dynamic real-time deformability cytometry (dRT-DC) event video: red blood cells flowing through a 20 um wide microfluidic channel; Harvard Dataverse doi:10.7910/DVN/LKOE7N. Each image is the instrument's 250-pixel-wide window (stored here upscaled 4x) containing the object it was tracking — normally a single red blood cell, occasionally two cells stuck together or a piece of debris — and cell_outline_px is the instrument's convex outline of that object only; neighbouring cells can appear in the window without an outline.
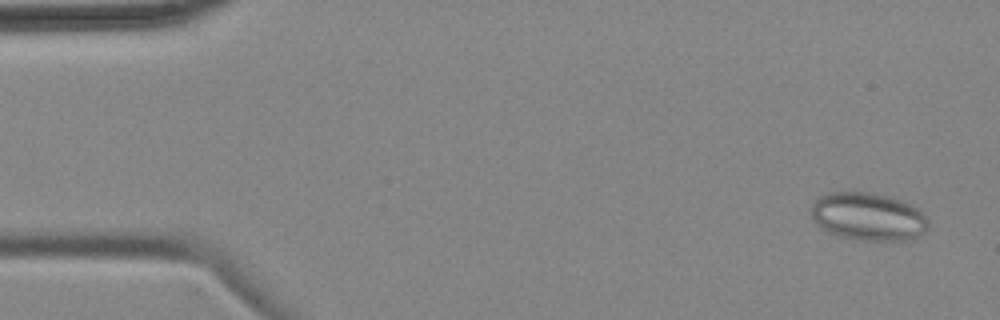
{"species": "common noctule bat (a hibernating species)", "species_latin": "Nyctalus noctula", "temperature_condition": "cold", "stored_images_in_passage": 5, "camera_frame_rate_fps": 3000, "um_per_image_px": 0.085, "animal": {"sex": "female", "body_mass_g": 18.4}, "frame": {"image": 1, "passage_image": 1, "time_ms": 0.0, "image_size_px": [1000, 320], "cell_outline_px": [[928, 228], [924, 232], [908, 240], [864, 240], [840, 236], [828, 232], [816, 224], [812, 216], [812, 204], [820, 196], [828, 192], [872, 192], [900, 200], [916, 208], [928, 220]], "centroid_in_image_um": [73.77, 18.41], "position_along_channel_um": 11.2, "area_um2": 32.31}}